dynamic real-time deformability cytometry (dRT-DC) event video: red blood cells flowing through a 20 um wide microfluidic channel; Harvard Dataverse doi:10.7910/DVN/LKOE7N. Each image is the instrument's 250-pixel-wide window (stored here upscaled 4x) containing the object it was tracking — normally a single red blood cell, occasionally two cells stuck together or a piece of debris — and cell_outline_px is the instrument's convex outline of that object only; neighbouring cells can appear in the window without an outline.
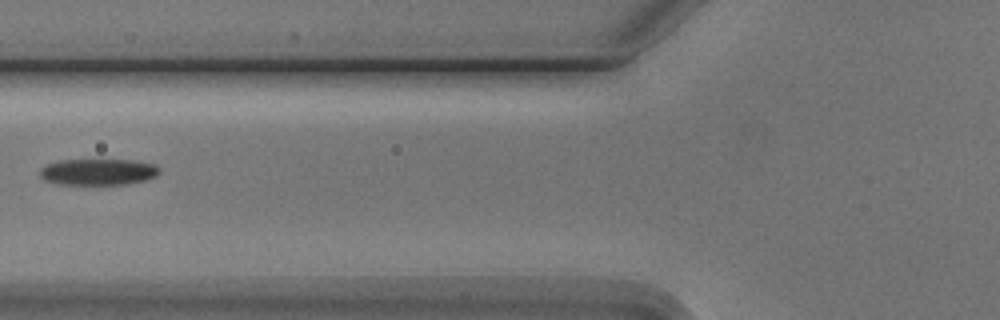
{"species": "Egyptian fruit bat (a non-hibernating species)", "species_latin": "Rousettus aegyptiacus", "temperature_condition": "cold", "stored_images_in_passage": 3, "camera_frame_rate_fps": 3000, "um_per_image_px": 0.085, "animal": {"sex": "male"}, "frame": {"image": 1, "passage_image": 3, "time_ms": 2.333, "image_size_px": [1000, 320], "cell_outline_px": [[160, 172], [156, 176], [144, 180], [124, 184], [56, 184], [44, 180], [40, 176], [40, 168], [48, 164], [60, 160], [132, 160], [156, 164], [160, 168]], "centroid_in_image_um": [8.34, 14.61], "position_along_channel_um": 117.5, "area_um2": 18.32}}